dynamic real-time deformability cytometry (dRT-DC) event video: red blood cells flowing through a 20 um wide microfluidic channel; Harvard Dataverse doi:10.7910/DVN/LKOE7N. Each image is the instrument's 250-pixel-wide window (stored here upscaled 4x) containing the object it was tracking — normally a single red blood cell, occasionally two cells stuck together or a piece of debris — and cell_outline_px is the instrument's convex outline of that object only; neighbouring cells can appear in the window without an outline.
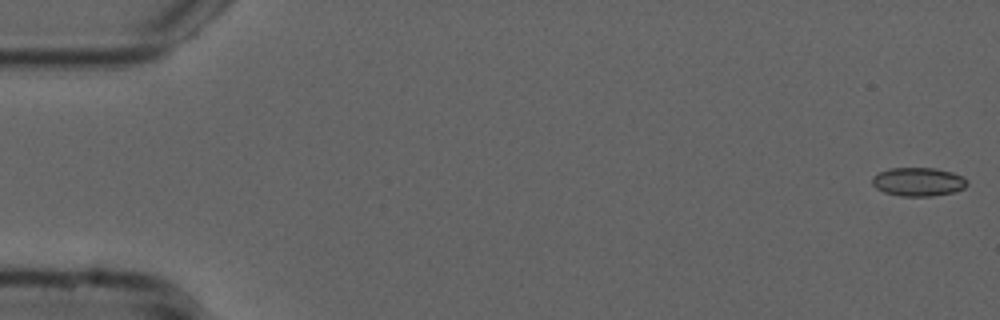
{"species": "common noctule bat (a hibernating species)", "species_latin": "Nyctalus noctula", "temperature_condition": "cold", "stored_images_in_passage": 54, "camera_frame_rate_fps": 3000, "um_per_image_px": 0.085, "animal": {"sex": "male", "forearm_length_mm": 52.5}, "frame": {"image": 1, "passage_image": 1, "time_ms": 0.0, "image_size_px": [1000, 320], "cell_outline_px": [[968, 184], [964, 188], [952, 192], [932, 196], [900, 196], [884, 192], [876, 188], [872, 184], [872, 176], [888, 168], [936, 168], [952, 172], [964, 176], [968, 180]], "centroid_in_image_um": [78.06, 15.44], "position_along_channel_um": 6.9, "area_um2": 15.95}}
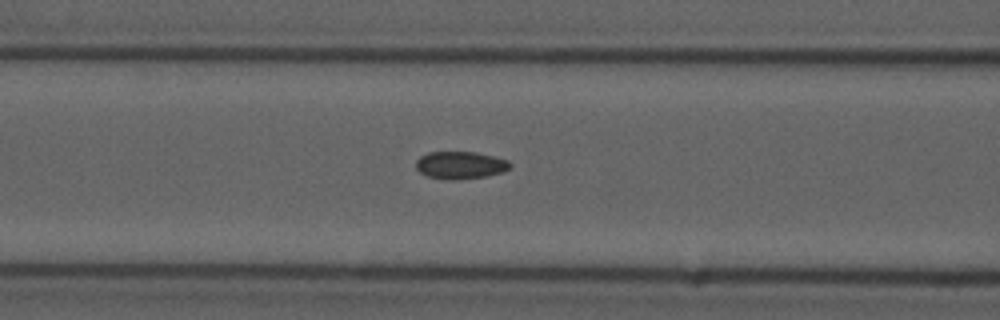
{"frame": {"image": 2, "passage_image": 22, "time_ms": 7.0, "image_size_px": [1000, 320], "cell_outline_px": [[512, 164], [504, 172], [488, 176], [456, 180], [448, 180], [428, 176], [420, 172], [416, 168], [416, 160], [420, 156], [428, 152], [476, 152], [508, 160]], "centroid_in_image_um": [39.13, 14.04], "position_along_channel_um": 127.5, "area_um2": 15.14}}
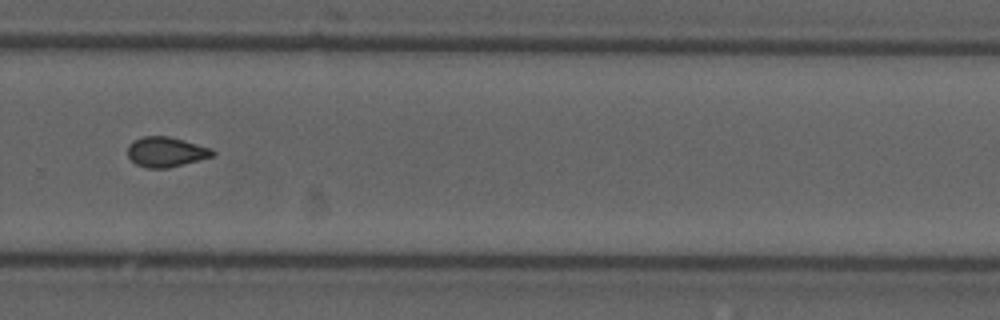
{"frame": {"image": 3, "passage_image": 37, "time_ms": 12.0, "image_size_px": [1000, 320], "cell_outline_px": [[216, 152], [212, 156], [200, 160], [168, 168], [148, 168], [136, 164], [128, 156], [128, 144], [144, 136], [168, 136], [184, 140], [212, 148]], "centroid_in_image_um": [14.13, 12.91], "position_along_channel_um": 315.7, "area_um2": 14.8}, "authors_computed_cell_mechanics": {"area_um2": 14.9124, "velocity_mm_per_s": 3.7727, "shape_relaxation_time_tau1_ms": null, "shape_relaxation_time_tau2_ms": 2.598, "deformation_change_tau1": null, "deformation_change_tau2": 0.073}}